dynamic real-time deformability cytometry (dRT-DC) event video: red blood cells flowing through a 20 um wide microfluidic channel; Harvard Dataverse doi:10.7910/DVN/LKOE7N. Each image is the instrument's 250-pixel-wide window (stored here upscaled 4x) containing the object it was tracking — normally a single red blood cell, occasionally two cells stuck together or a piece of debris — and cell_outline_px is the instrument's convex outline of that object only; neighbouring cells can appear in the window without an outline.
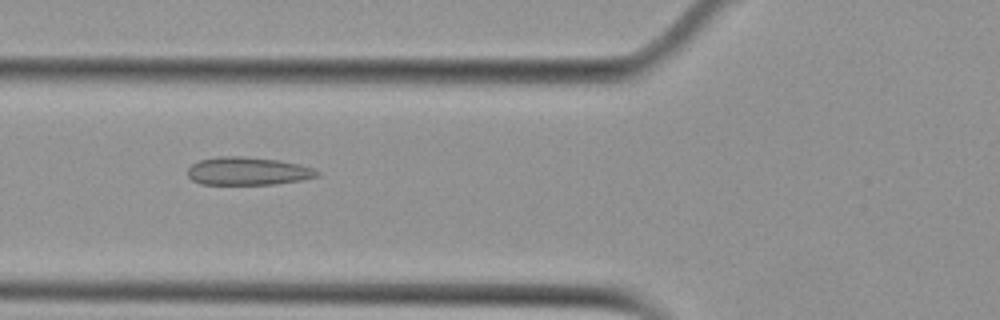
{"species": "Egyptian fruit bat (a non-hibernating species)", "species_latin": "Rousettus aegyptiacus", "temperature_condition": "cold", "stored_images_in_passage": 39, "camera_frame_rate_fps": 3000, "um_per_image_px": 0.085, "animal": {"sex": "female"}, "frame": {"image": 1, "passage_image": 20, "time_ms": 6.333, "image_size_px": [1000, 320], "cell_outline_px": [[320, 176], [300, 180], [276, 184], [200, 184], [192, 180], [188, 176], [188, 168], [192, 164], [200, 160], [220, 156], [244, 156], [280, 160], [300, 164], [312, 168], [320, 172]], "centroid_in_image_um": [21.08, 14.54], "position_along_channel_um": 104.7, "area_um2": 21.21}}
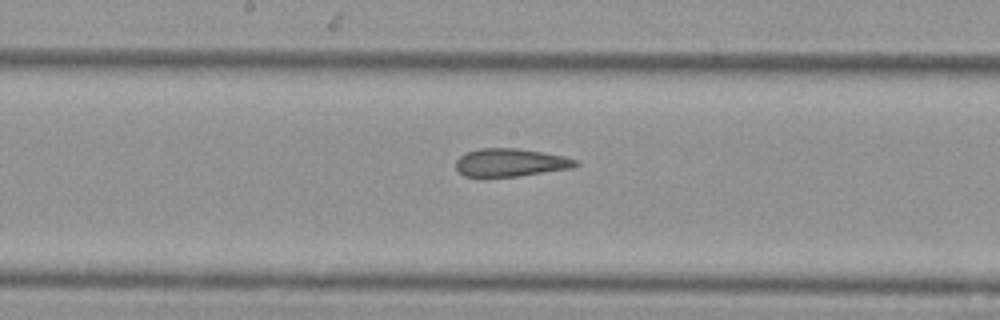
{"frame": {"image": 2, "passage_image": 28, "time_ms": 9.0, "image_size_px": [1000, 320], "cell_outline_px": [[580, 164], [572, 168], [516, 176], [464, 176], [456, 168], [456, 160], [460, 156], [468, 152], [480, 148], [516, 148], [544, 152], [564, 156], [576, 160]], "centroid_in_image_um": [43.41, 13.8], "position_along_channel_um": 204.8, "area_um2": 19.31}}
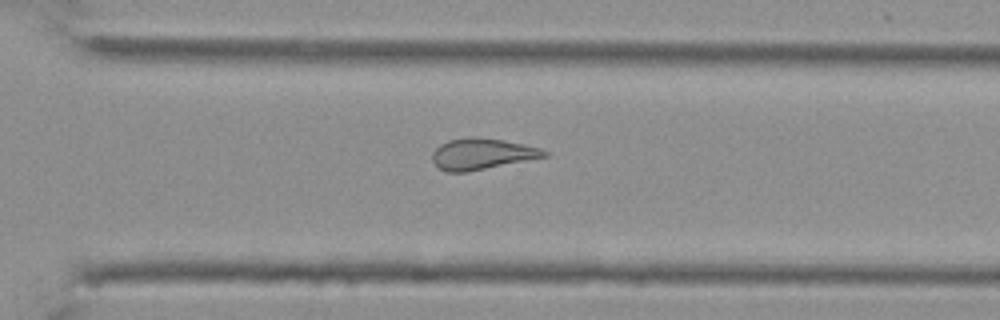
{"frame": {"image": 3, "passage_image": 38, "time_ms": 12.333, "image_size_px": [1000, 320], "cell_outline_px": [[548, 156], [468, 172], [448, 172], [440, 168], [432, 160], [432, 152], [440, 144], [448, 140], [472, 136], [476, 136], [504, 140], [540, 148], [548, 152]], "centroid_in_image_um": [40.95, 13.07], "position_along_channel_um": 329.6, "area_um2": 20.29}}